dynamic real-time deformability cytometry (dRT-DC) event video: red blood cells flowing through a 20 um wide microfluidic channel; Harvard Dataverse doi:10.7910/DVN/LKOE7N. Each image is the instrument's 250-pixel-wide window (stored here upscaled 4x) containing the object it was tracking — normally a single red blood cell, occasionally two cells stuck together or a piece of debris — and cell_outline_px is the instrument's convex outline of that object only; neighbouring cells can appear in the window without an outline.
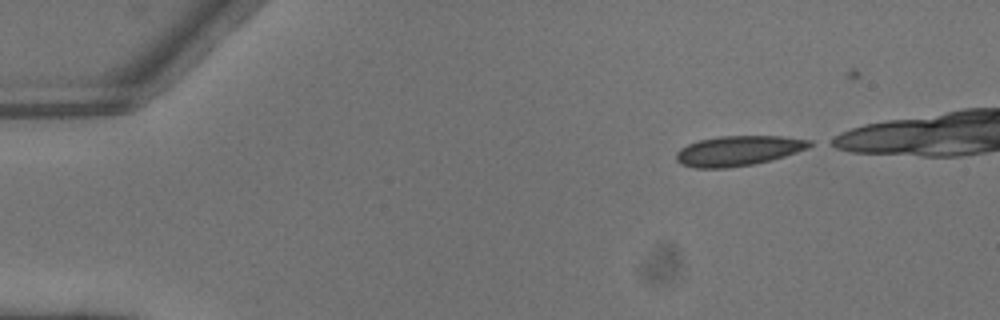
{"species": "common noctule bat (a hibernating species)", "species_latin": "Nyctalus noctula", "temperature_condition": "warm", "stored_images_in_passage": 4, "camera_frame_rate_fps": 3000, "um_per_image_px": 0.085, "animal": {"sex": "male", "body_mass_g": 13.3}, "frame": {"image": 1, "passage_image": 2, "time_ms": 0.333, "image_size_px": [1000, 320], "cell_outline_px": [[816, 144], [808, 148], [772, 160], [752, 164], [728, 168], [696, 168], [680, 164], [676, 160], [676, 152], [680, 148], [688, 144], [700, 140], [720, 136], [780, 136], [812, 140]], "centroid_in_image_um": [62.77, 12.81], "position_along_channel_um": 22.2, "area_um2": 23.41}}